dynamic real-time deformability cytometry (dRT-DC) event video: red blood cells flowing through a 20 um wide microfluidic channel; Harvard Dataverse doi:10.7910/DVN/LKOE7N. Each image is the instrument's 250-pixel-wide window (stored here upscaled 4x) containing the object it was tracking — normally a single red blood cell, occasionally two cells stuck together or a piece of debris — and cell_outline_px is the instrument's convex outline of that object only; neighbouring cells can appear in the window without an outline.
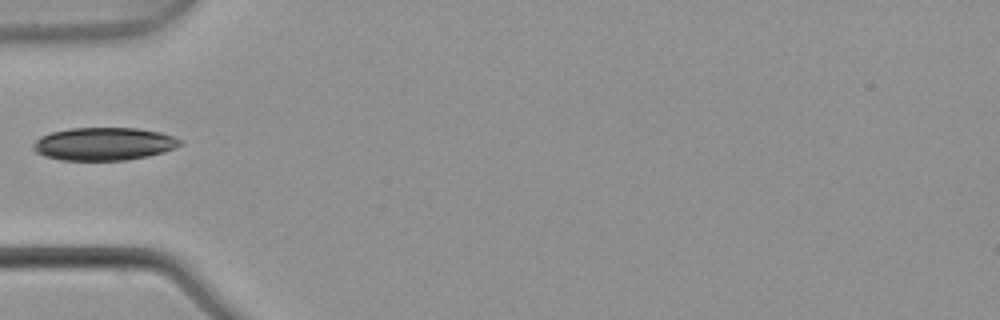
{"species": "common noctule bat (a hibernating species)", "species_latin": "Nyctalus noctula", "temperature_condition": "warm", "stored_images_in_passage": 1, "camera_frame_rate_fps": 3000, "um_per_image_px": 0.085, "animal": {"sex": "male", "body_mass_g": 21.5, "forearm_length_mm": 52.0}, "frame": {"image": 1, "passage_image": 1, "time_ms": 0.0, "image_size_px": [1000, 320], "cell_outline_px": [[184, 144], [164, 152], [148, 156], [128, 160], [60, 160], [44, 156], [36, 152], [32, 148], [32, 144], [40, 136], [52, 132], [72, 128], [136, 128], [160, 132], [184, 140]], "centroid_in_image_um": [8.85, 12.23], "position_along_channel_um": 76.2, "area_um2": 28.32}}